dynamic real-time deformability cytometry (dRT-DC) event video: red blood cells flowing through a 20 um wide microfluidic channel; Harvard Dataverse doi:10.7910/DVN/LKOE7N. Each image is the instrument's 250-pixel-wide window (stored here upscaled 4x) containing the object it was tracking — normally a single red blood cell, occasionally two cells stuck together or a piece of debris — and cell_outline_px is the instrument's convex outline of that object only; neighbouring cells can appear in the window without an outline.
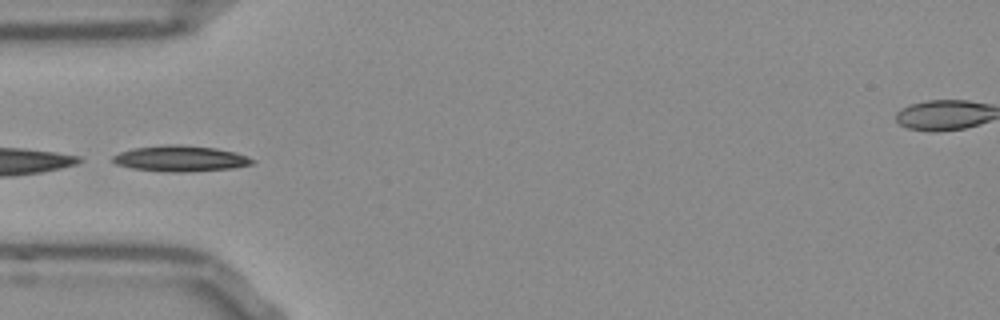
{"species": "Egyptian fruit bat (a non-hibernating species)", "species_latin": "Rousettus aegyptiacus", "temperature_condition": "room temperature", "stored_images_in_passage": 17, "camera_frame_rate_fps": 3000, "um_per_image_px": 0.085, "frame": {"image": 1, "passage_image": 1, "time_ms": 0.0, "image_size_px": [1000, 320], "cell_outline_px": [[256, 160], [252, 164], [232, 168], [184, 172], [168, 172], [132, 168], [116, 164], [112, 160], [112, 156], [120, 152], [132, 148], [176, 144], [216, 148], [232, 152]], "centroid_in_image_um": [15.3, 13.48], "position_along_channel_um": 69.7, "area_um2": 20.69}}